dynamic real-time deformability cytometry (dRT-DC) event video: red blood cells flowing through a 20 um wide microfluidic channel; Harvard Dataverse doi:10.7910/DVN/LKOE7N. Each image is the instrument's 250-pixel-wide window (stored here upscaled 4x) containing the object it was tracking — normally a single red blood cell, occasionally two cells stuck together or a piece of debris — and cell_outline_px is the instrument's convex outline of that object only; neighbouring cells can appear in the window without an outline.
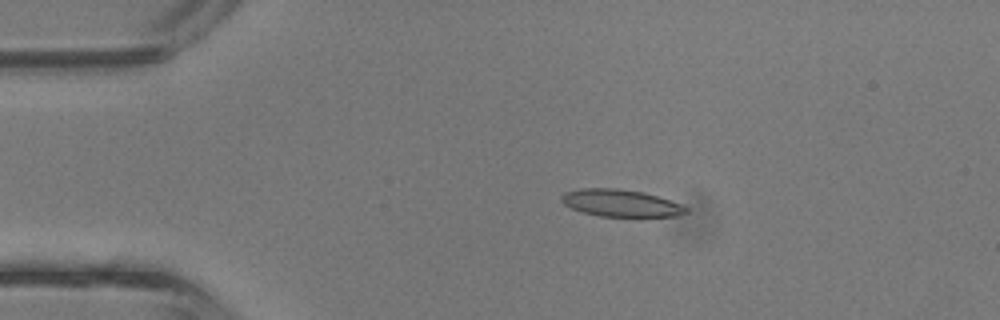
{"species": "common noctule bat (a hibernating species)", "species_latin": "Nyctalus noctula", "temperature_condition": "room temperature", "stored_images_in_passage": 3, "camera_frame_rate_fps": 3000, "um_per_image_px": 0.085, "animal": {"sex": "male", "body_mass_g": 13.3}, "frame": {"image": 1, "passage_image": 2, "time_ms": 0.333, "image_size_px": [1000, 320], "cell_outline_px": [[688, 212], [676, 216], [640, 220], [600, 216], [584, 212], [572, 208], [564, 204], [560, 200], [560, 196], [564, 192], [580, 188], [616, 188], [644, 192], [684, 204], [688, 208]], "centroid_in_image_um": [52.86, 17.31], "position_along_channel_um": 32.1, "area_um2": 20.87}}